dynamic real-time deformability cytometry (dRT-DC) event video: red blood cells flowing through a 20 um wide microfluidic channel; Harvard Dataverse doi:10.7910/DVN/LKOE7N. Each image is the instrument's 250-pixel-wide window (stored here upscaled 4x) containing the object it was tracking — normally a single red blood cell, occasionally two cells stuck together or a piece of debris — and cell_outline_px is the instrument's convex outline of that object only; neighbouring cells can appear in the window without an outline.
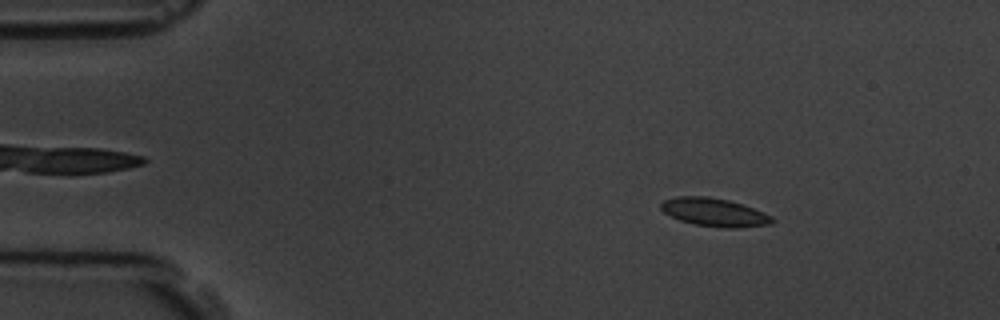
{"species": "common noctule bat (a hibernating species)", "species_latin": "Nyctalus noctula", "temperature_condition": "room temperature", "stored_images_in_passage": 4, "camera_frame_rate_fps": 3000, "um_per_image_px": 0.085, "animal": {"sex": "male", "body_mass_g": 19.5, "forearm_length_mm": 54.6}, "frame": {"image": 1, "passage_image": 2, "time_ms": 1.0, "image_size_px": [1000, 320], "cell_outline_px": [[776, 220], [772, 224], [740, 228], [724, 228], [696, 224], [680, 220], [664, 212], [660, 208], [660, 204], [664, 200], [676, 196], [708, 196], [728, 200], [744, 204], [764, 212], [772, 216]], "centroid_in_image_um": [60.77, 18.04], "position_along_channel_um": 24.2, "area_um2": 18.44}}